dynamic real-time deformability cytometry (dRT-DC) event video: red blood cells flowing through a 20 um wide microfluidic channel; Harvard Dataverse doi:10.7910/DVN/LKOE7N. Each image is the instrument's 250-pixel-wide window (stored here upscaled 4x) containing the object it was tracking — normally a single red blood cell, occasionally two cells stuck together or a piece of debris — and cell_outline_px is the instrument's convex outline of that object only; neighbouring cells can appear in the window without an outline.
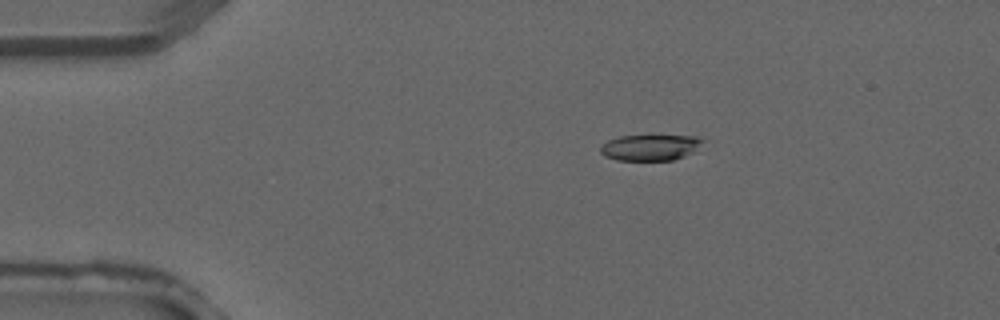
{"species": "common noctule bat (a hibernating species)", "species_latin": "Nyctalus noctula", "temperature_condition": "warm", "stored_images_in_passage": 2, "camera_frame_rate_fps": 3000, "um_per_image_px": 0.085, "animal": {"sex": "male", "forearm_length_mm": 52.5}, "frame": {"image": 1, "passage_image": 1, "time_ms": 0.0, "image_size_px": [1000, 320], "cell_outline_px": [[704, 140], [692, 152], [684, 156], [672, 160], [616, 160], [604, 156], [600, 152], [600, 148], [608, 140], [620, 136], [696, 136]], "centroid_in_image_um": [55.23, 12.54], "position_along_channel_um": 29.8, "area_um2": 15.2}}